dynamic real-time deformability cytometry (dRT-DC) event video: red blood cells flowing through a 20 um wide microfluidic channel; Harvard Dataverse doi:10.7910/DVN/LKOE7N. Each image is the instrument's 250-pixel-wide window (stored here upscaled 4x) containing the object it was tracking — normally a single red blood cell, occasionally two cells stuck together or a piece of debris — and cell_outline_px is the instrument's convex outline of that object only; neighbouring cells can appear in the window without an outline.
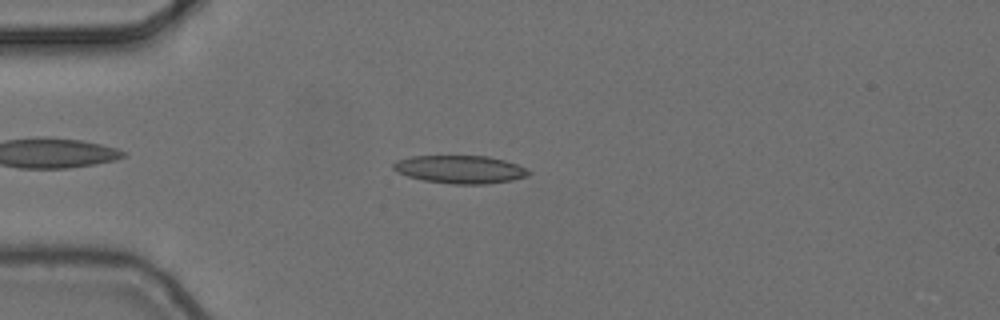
{"species": "common noctule bat (a hibernating species)", "species_latin": "Nyctalus noctula", "temperature_condition": "cold", "stored_images_in_passage": 5, "camera_frame_rate_fps": 3000, "um_per_image_px": 0.085, "animal": {"sex": "female", "body_mass_g": 24.6, "forearm_length_mm": 56.2}, "frame": {"image": 1, "passage_image": 4, "time_ms": 1.0, "image_size_px": [1000, 320], "cell_outline_px": [[532, 172], [528, 176], [512, 180], [484, 184], [452, 184], [424, 180], [408, 176], [392, 168], [392, 164], [396, 160], [412, 156], [488, 156], [504, 160], [528, 168]], "centroid_in_image_um": [39.14, 14.39], "position_along_channel_um": 45.9, "area_um2": 22.02}}